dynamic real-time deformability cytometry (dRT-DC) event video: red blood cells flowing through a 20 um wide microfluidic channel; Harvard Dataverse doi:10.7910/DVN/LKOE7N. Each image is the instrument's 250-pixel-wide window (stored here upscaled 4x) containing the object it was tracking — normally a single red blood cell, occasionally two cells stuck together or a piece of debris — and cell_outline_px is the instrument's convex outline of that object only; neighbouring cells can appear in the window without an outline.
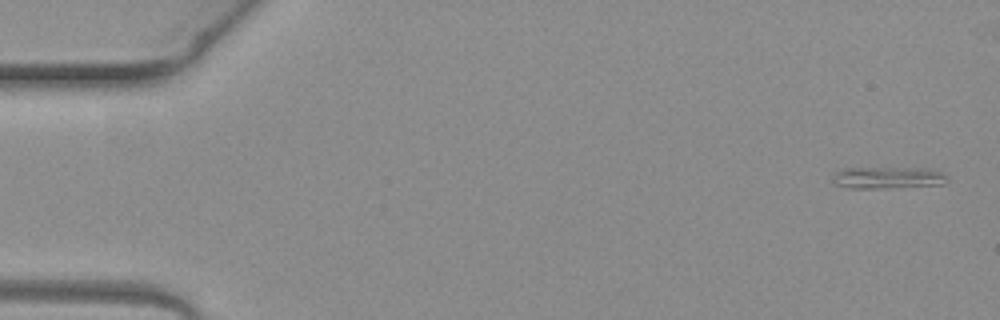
{"species": "common noctule bat (a hibernating species)", "species_latin": "Nyctalus noctula", "temperature_condition": "warm", "stored_images_in_passage": 3, "camera_frame_rate_fps": 3000, "um_per_image_px": 0.085, "animal": {"sex": "female", "body_mass_g": 19.3, "forearm_length_mm": 54.1}, "frame": {"image": 1, "passage_image": 1, "time_ms": 0.0, "image_size_px": [1000, 320], "cell_outline_px": [[948, 180], [944, 184], [888, 188], [848, 188], [836, 184], [832, 180], [832, 172], [844, 168], [888, 164], [924, 168], [944, 172], [948, 176]], "centroid_in_image_um": [75.44, 15.03], "position_along_channel_um": 9.6, "area_um2": 15.95}}